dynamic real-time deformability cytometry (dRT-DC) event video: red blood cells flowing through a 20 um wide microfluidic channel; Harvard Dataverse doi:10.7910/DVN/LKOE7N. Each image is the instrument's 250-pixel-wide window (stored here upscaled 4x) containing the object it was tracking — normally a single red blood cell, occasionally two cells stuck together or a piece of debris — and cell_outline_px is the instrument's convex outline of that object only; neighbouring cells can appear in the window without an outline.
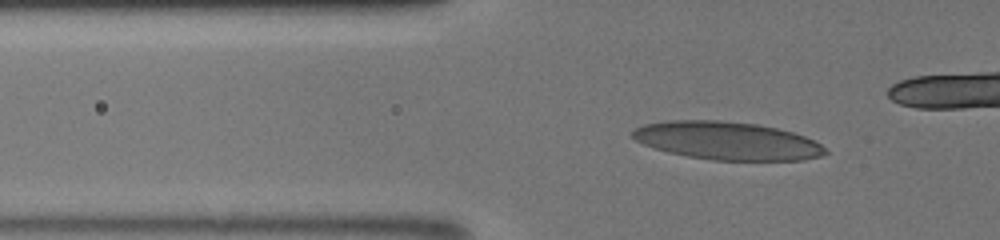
{"species": "human", "species_latin": "Homo sapiens", "temperature_condition": "room temperature", "stored_images_in_passage": 45, "camera_frame_rate_fps": 3000, "um_per_image_px": 0.085, "donor": {"sex": "male"}, "frame": {"image": 1, "passage_image": 18, "time_ms": 5.667, "image_size_px": [1000, 240], "cell_outline_px": [[828, 152], [820, 156], [804, 160], [712, 160], [688, 156], [668, 152], [644, 144], [636, 140], [632, 136], [632, 132], [636, 128], [644, 124], [672, 120], [720, 120], [756, 124], [776, 128], [792, 132], [804, 136], [820, 144]], "centroid_in_image_um": [61.81, 11.96], "position_along_channel_um": 64.0, "area_um2": 42.37}}
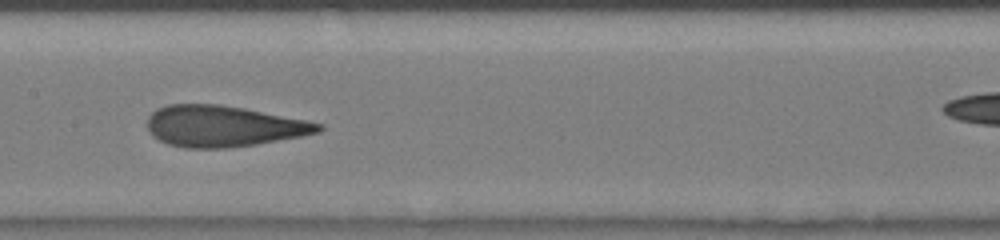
{"frame": {"image": 2, "passage_image": 28, "time_ms": 9.0, "image_size_px": [1000, 240], "cell_outline_px": [[324, 128], [320, 132], [300, 136], [256, 144], [228, 148], [184, 148], [168, 144], [152, 136], [148, 128], [148, 116], [156, 108], [168, 104], [220, 104], [244, 108], [324, 124]], "centroid_in_image_um": [18.95, 10.72], "position_along_channel_um": 188.4, "area_um2": 40.92}}
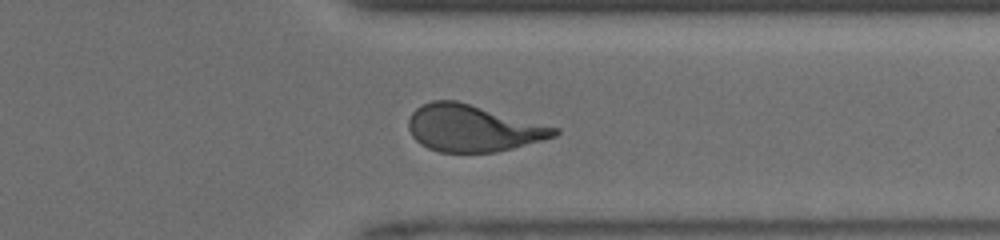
{"frame": {"image": 3, "passage_image": 41, "time_ms": 13.333, "image_size_px": [1000, 240], "cell_outline_px": [[560, 132], [556, 136], [512, 148], [496, 152], [440, 152], [428, 148], [420, 144], [412, 136], [408, 128], [408, 120], [412, 112], [420, 104], [432, 100], [456, 100], [560, 128]], "centroid_in_image_um": [40.17, 10.89], "position_along_channel_um": 371.2, "area_um2": 39.77}}